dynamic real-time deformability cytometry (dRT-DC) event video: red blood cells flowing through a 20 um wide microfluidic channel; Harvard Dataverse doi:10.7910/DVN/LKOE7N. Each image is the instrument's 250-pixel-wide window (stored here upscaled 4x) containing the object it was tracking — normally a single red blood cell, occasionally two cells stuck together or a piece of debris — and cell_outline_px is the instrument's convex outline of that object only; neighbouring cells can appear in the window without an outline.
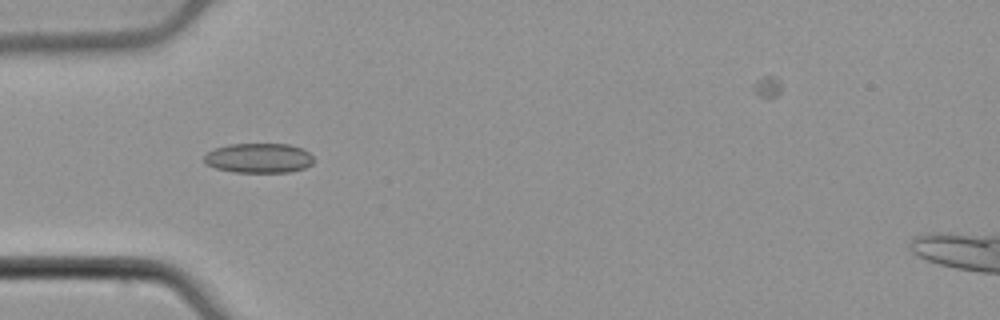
{"species": "common noctule bat (a hibernating species)", "species_latin": "Nyctalus noctula", "temperature_condition": "cold", "stored_images_in_passage": 10, "camera_frame_rate_fps": 3000, "um_per_image_px": 0.085, "animal": {"sex": "male", "body_mass_g": 21.5, "forearm_length_mm": 52.0}, "frame": {"image": 1, "passage_image": 7, "time_ms": 2.0, "image_size_px": [1000, 320], "cell_outline_px": [[312, 164], [304, 168], [288, 172], [232, 172], [216, 168], [204, 164], [204, 156], [208, 152], [216, 148], [228, 144], [288, 144], [304, 148], [312, 156]], "centroid_in_image_um": [21.98, 13.43], "position_along_channel_um": 63.0, "area_um2": 19.02}}
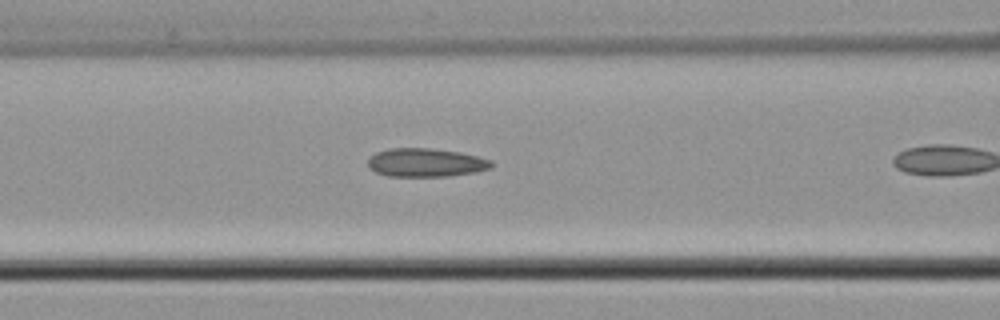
{"frame": {"image": 2, "passage_image": 9, "time_ms": 2.667, "image_size_px": [1000, 320], "cell_outline_px": [[492, 164], [488, 168], [476, 172], [448, 176], [388, 176], [376, 172], [368, 168], [368, 160], [376, 152], [392, 148], [432, 148], [460, 152], [492, 160]], "centroid_in_image_um": [36.17, 13.82], "position_along_channel_um": 130.4, "area_um2": 20.4}}